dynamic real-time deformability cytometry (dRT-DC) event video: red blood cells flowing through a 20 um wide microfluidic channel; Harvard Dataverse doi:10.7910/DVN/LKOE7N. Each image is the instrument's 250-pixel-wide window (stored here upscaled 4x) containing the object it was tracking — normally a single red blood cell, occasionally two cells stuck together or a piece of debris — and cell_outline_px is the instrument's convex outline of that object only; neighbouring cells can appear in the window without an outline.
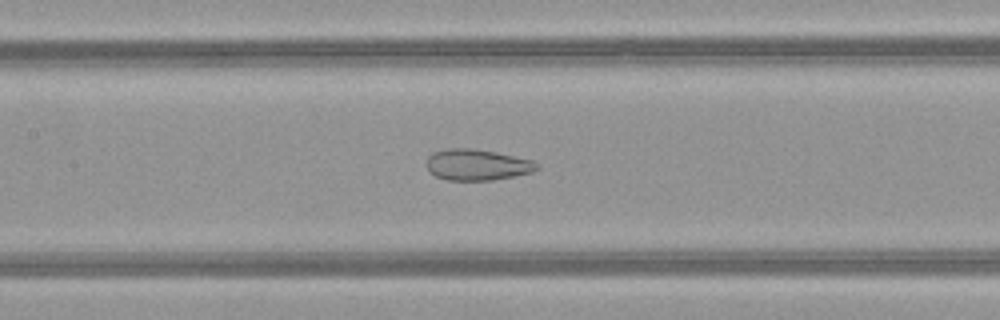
{"species": "common noctule bat (a hibernating species)", "species_latin": "Nyctalus noctula", "temperature_condition": "warm", "stored_images_in_passage": 52, "camera_frame_rate_fps": 3000, "um_per_image_px": 0.085, "animal": {"sex": "female", "body_mass_g": 21.9}, "frame": {"image": 1, "passage_image": 25, "time_ms": 8.0, "image_size_px": [1000, 320], "cell_outline_px": [[540, 168], [532, 172], [492, 180], [448, 180], [436, 176], [428, 168], [428, 156], [432, 152], [448, 148], [472, 148], [496, 152], [532, 160]], "centroid_in_image_um": [40.55, 13.99], "position_along_channel_um": 166.8, "area_um2": 19.77}}
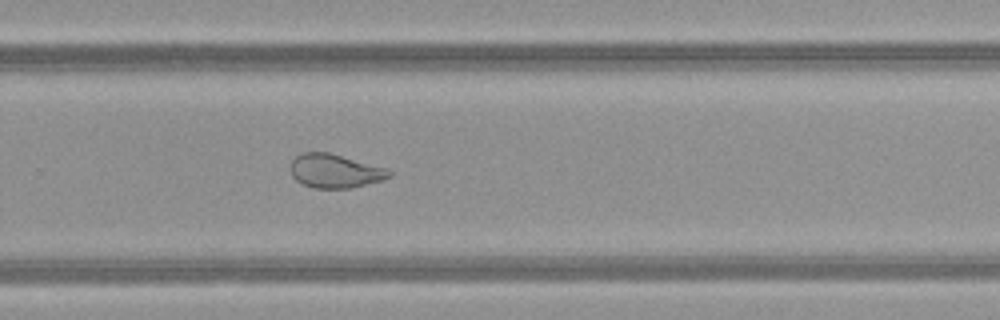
{"frame": {"image": 2, "passage_image": 35, "time_ms": 11.333, "image_size_px": [1000, 320], "cell_outline_px": [[392, 176], [380, 180], [352, 188], [312, 188], [296, 180], [292, 176], [288, 168], [292, 160], [300, 152], [328, 152], [388, 168], [392, 172]], "centroid_in_image_um": [28.44, 14.52], "position_along_channel_um": 301.4, "area_um2": 19.59}}
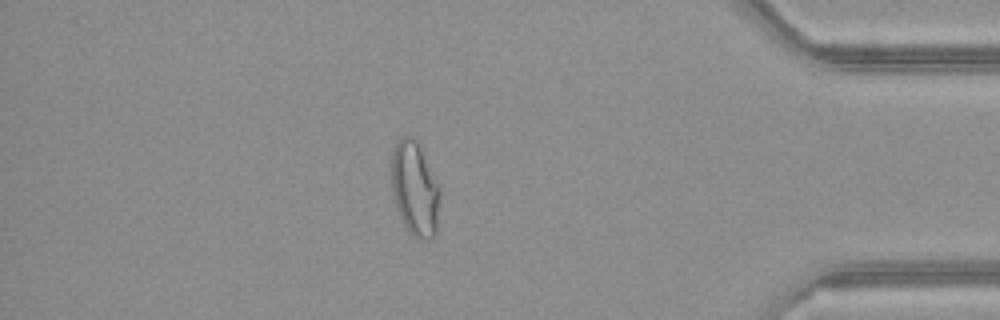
{"frame": {"image": 3, "passage_image": 45, "time_ms": 14.667, "image_size_px": [1000, 320], "cell_outline_px": [[440, 196], [436, 232], [428, 240], [420, 240], [412, 236], [408, 232], [396, 208], [392, 188], [392, 156], [396, 140], [400, 136], [412, 136], [420, 144], [440, 188]], "centroid_in_image_um": [35.27, 16.03], "position_along_channel_um": 399.9, "area_um2": 26.88}, "authors_computed_cell_mechanics": {"area_um2": 26.6747, "velocity_mm_per_s": 4.0568, "shape_relaxation_time_tau1_ms": null, "shape_relaxation_time_tau2_ms": 1.0504, "deformation_change_tau1": null, "deformation_change_tau2": 0.08}}